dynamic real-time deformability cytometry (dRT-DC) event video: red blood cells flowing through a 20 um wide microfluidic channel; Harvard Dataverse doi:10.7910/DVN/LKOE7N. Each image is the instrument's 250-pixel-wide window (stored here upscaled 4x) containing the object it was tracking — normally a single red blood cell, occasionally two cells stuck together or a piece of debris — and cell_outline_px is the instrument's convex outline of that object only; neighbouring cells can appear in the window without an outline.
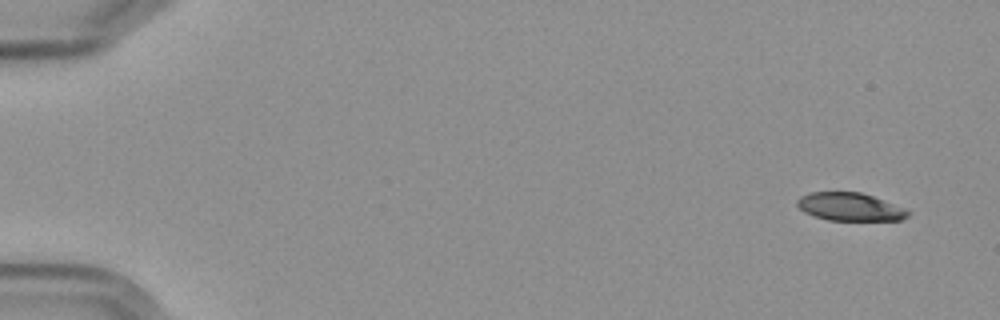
{"species": "Egyptian fruit bat (a non-hibernating species)", "species_latin": "Rousettus aegyptiacus", "temperature_condition": "cold", "stored_images_in_passage": 8, "camera_frame_rate_fps": 3000, "um_per_image_px": 0.085, "frame": {"image": 1, "passage_image": 1, "time_ms": 0.0, "image_size_px": [1000, 320], "cell_outline_px": [[912, 212], [908, 216], [900, 220], [828, 220], [804, 212], [796, 204], [796, 200], [800, 196], [812, 192], [860, 192], [872, 196], [904, 208]], "centroid_in_image_um": [72.23, 17.58], "position_along_channel_um": 12.8, "area_um2": 17.92}}
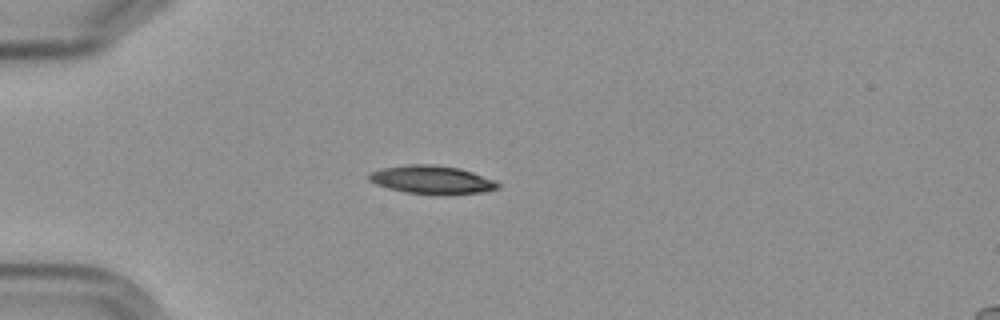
{"frame": {"image": 2, "passage_image": 5, "time_ms": 4.333, "image_size_px": [1000, 320], "cell_outline_px": [[500, 188], [484, 192], [404, 192], [388, 188], [376, 184], [368, 180], [368, 176], [372, 172], [384, 168], [412, 164], [436, 164], [460, 168], [472, 172], [492, 180], [500, 184]], "centroid_in_image_um": [36.68, 15.24], "position_along_channel_um": 48.3, "area_um2": 20.29}}
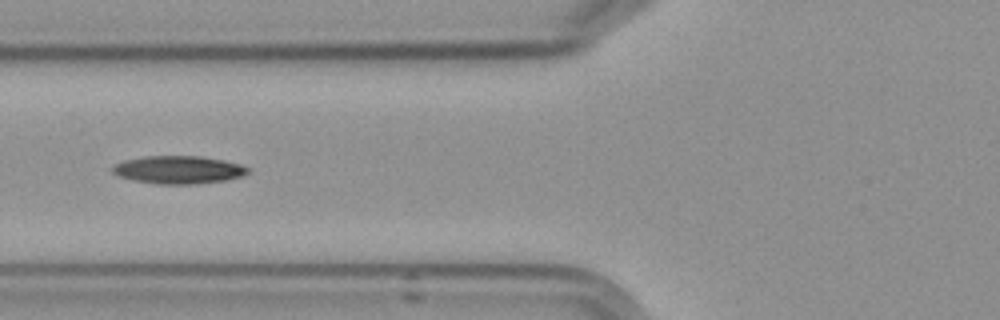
{"frame": {"image": 3, "passage_image": 7, "time_ms": 6.667, "image_size_px": [1000, 320], "cell_outline_px": [[248, 172], [240, 176], [224, 180], [196, 184], [156, 184], [132, 180], [120, 176], [112, 172], [112, 164], [124, 160], [144, 156], [200, 156], [224, 160], [240, 164], [248, 168]], "centroid_in_image_um": [15.11, 14.42], "position_along_channel_um": 110.7, "area_um2": 21.96}}